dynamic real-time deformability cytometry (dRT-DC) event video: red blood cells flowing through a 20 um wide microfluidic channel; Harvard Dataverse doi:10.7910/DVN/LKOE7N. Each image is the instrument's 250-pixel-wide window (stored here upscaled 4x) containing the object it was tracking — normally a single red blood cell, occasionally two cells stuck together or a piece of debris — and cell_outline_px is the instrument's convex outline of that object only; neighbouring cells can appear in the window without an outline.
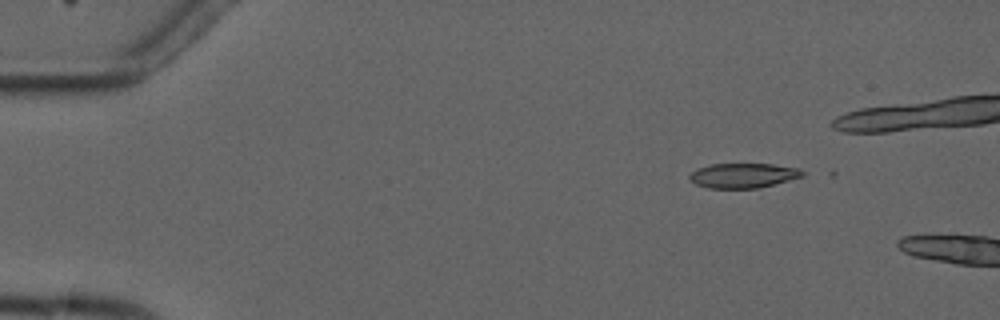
{"species": "common noctule bat (a hibernating species)", "species_latin": "Nyctalus noctula", "temperature_condition": "cold", "stored_images_in_passage": 2, "camera_frame_rate_fps": 3000, "um_per_image_px": 0.085, "animal": {"sex": "male", "forearm_length_mm": 52.5}, "frame": {"image": 1, "passage_image": 1, "time_ms": 0.0, "image_size_px": [1000, 320], "cell_outline_px": [[804, 176], [756, 188], [708, 188], [696, 184], [688, 180], [688, 176], [696, 168], [708, 164], [772, 164], [800, 168], [804, 172]], "centroid_in_image_um": [63.12, 14.91], "position_along_channel_um": 21.9, "area_um2": 16.3}}